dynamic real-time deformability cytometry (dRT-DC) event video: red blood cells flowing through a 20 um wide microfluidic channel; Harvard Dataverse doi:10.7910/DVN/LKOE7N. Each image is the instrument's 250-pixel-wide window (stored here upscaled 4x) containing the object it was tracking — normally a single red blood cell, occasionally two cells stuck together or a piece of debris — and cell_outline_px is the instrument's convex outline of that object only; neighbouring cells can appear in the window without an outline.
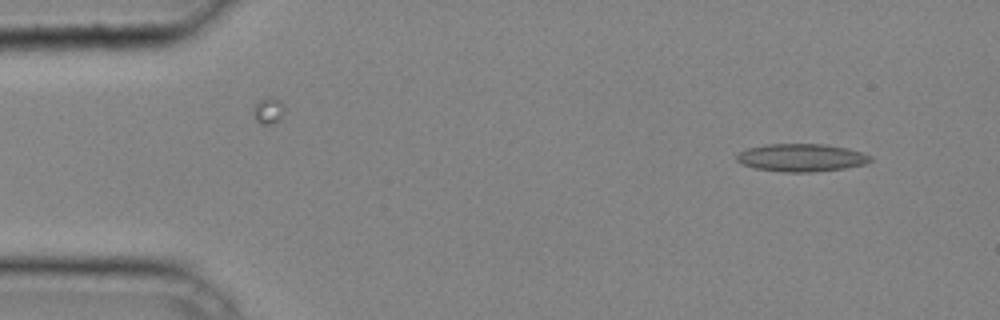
{"species": "common noctule bat (a hibernating species)", "species_latin": "Nyctalus noctula", "temperature_condition": "cold", "stored_images_in_passage": 40, "camera_frame_rate_fps": 3000, "um_per_image_px": 0.085, "animal": {"sex": "male", "body_mass_g": 20.4}, "frame": {"image": 1, "passage_image": 3, "time_ms": 0.667, "image_size_px": [1000, 320], "cell_outline_px": [[872, 160], [864, 164], [844, 168], [812, 172], [784, 172], [756, 168], [740, 164], [736, 160], [736, 156], [740, 152], [748, 148], [768, 144], [824, 144], [848, 148], [872, 156]], "centroid_in_image_um": [68.11, 13.4], "position_along_channel_um": 16.9, "area_um2": 21.56}}
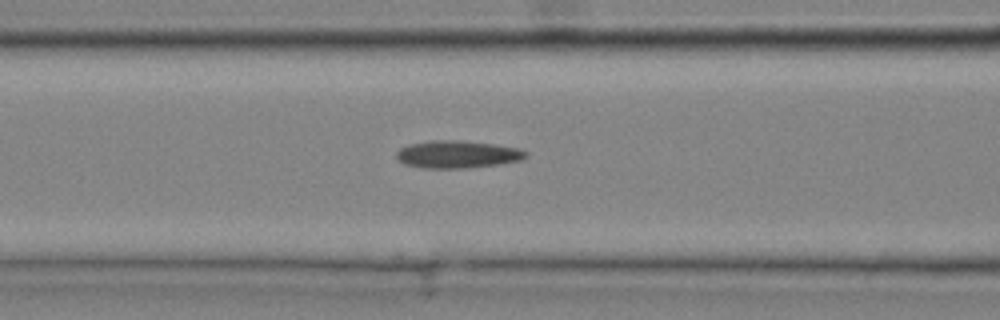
{"frame": {"image": 2, "passage_image": 16, "time_ms": 5.0, "image_size_px": [1000, 320], "cell_outline_px": [[528, 156], [520, 160], [500, 164], [464, 168], [428, 168], [404, 164], [396, 156], [396, 152], [400, 148], [408, 144], [428, 140], [460, 140], [492, 144], [520, 148], [528, 152]], "centroid_in_image_um": [38.89, 13.11], "position_along_channel_um": 127.7, "area_um2": 20.75}}
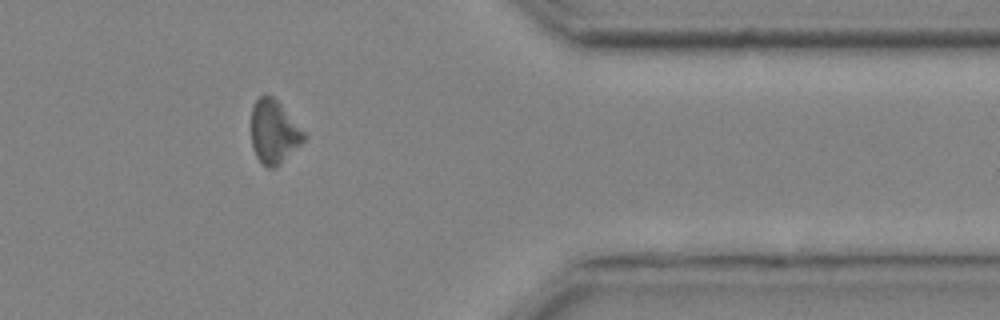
{"frame": {"image": 3, "passage_image": 34, "time_ms": 11.0, "image_size_px": [1000, 320], "cell_outline_px": [[308, 136], [276, 168], [268, 168], [256, 156], [252, 144], [252, 104], [264, 92], [272, 96], [280, 104]], "centroid_in_image_um": [23.27, 11.19], "position_along_channel_um": 388.1, "area_um2": 19.25}}